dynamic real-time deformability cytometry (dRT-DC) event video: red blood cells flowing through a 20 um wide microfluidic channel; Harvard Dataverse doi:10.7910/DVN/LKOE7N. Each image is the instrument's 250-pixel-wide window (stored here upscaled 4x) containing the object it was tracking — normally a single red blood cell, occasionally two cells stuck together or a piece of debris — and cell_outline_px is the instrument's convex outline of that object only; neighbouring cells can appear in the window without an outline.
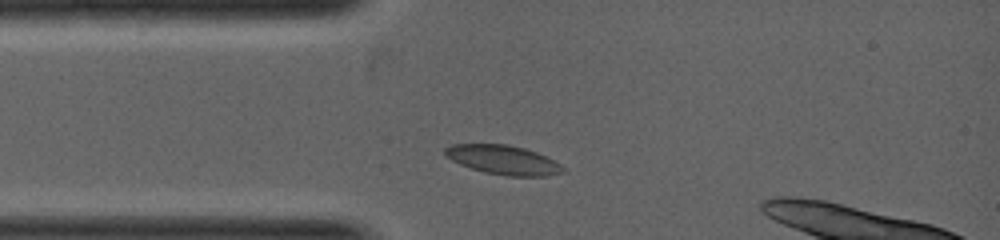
{"species": "common noctule bat (a hibernating species)", "species_latin": "Nyctalus noctula", "temperature_condition": "warm", "stored_images_in_passage": 1, "camera_frame_rate_fps": 5000, "um_per_image_px": 0.085, "animal": {"sex": "female", "body_mass_g": 19.0, "forearm_length_mm": 53.3}, "frame": {"image": 1, "passage_image": 1, "time_ms": 0.0, "image_size_px": [1000, 240], "cell_outline_px": [[564, 172], [548, 176], [508, 176], [484, 172], [460, 164], [444, 156], [444, 148], [452, 144], [504, 144], [524, 148], [536, 152], [560, 164], [564, 168]], "centroid_in_image_um": [42.74, 13.59], "position_along_channel_um": 42.3, "area_um2": 19.94}}